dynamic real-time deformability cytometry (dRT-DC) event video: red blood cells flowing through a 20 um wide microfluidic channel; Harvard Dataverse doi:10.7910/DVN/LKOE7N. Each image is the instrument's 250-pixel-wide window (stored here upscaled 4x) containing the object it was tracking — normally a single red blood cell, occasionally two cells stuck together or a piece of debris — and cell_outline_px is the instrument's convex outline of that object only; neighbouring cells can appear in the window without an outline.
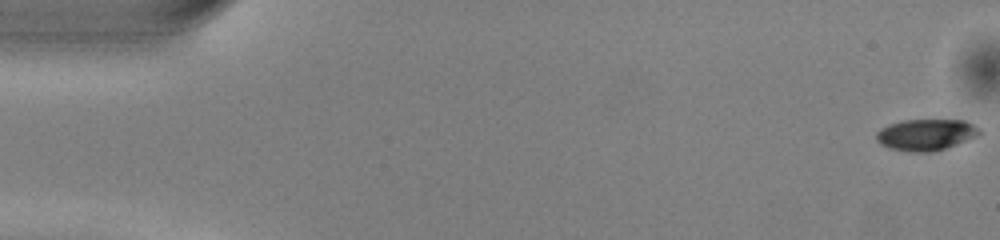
{"species": "common noctule bat (a hibernating species)", "species_latin": "Nyctalus noctula", "temperature_condition": "warm", "stored_images_in_passage": 13, "camera_frame_rate_fps": 3000, "um_per_image_px": 0.085, "animal": {"sex": "male", "body_mass_g": 13.0, "forearm_length_mm": 53.1}, "frame": {"image": 1, "passage_image": 1, "time_ms": 0.0, "image_size_px": [1000, 240], "cell_outline_px": [[980, 132], [976, 136], [956, 144], [932, 152], [908, 152], [888, 148], [880, 144], [876, 140], [876, 132], [880, 128], [888, 124], [904, 120], [964, 120], [980, 128]], "centroid_in_image_um": [78.65, 11.45], "position_along_channel_um": 6.4, "area_um2": 18.84}}